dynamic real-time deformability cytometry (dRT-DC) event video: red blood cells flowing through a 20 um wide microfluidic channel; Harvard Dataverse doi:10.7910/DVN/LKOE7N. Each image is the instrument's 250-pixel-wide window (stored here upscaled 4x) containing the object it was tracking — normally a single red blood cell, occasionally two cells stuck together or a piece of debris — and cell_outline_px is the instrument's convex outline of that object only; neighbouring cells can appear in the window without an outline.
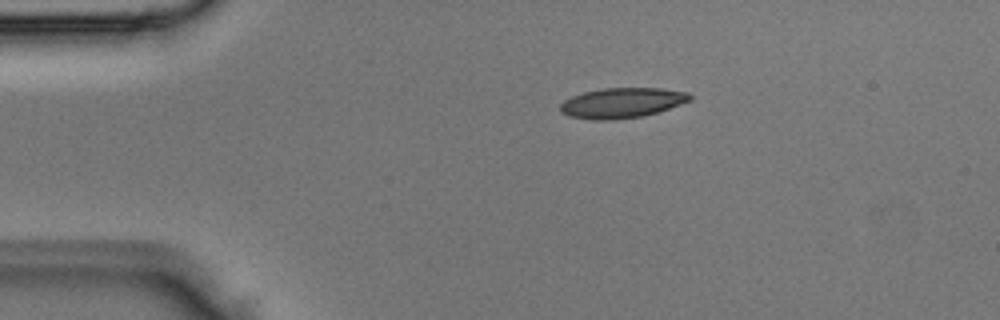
{"species": "Egyptian fruit bat (a non-hibernating species)", "species_latin": "Rousettus aegyptiacus", "temperature_condition": "room temperature", "stored_images_in_passage": 4, "camera_frame_rate_fps": 3000, "um_per_image_px": 0.085, "animal": {"sex": "male"}, "frame": {"image": 1, "passage_image": 3, "time_ms": 0.667, "image_size_px": [1000, 320], "cell_outline_px": [[692, 100], [644, 116], [612, 120], [592, 120], [568, 116], [560, 108], [560, 104], [564, 100], [572, 96], [584, 92], [604, 88], [660, 88], [688, 92], [692, 96]], "centroid_in_image_um": [52.87, 8.74], "position_along_channel_um": 32.1, "area_um2": 22.72}}